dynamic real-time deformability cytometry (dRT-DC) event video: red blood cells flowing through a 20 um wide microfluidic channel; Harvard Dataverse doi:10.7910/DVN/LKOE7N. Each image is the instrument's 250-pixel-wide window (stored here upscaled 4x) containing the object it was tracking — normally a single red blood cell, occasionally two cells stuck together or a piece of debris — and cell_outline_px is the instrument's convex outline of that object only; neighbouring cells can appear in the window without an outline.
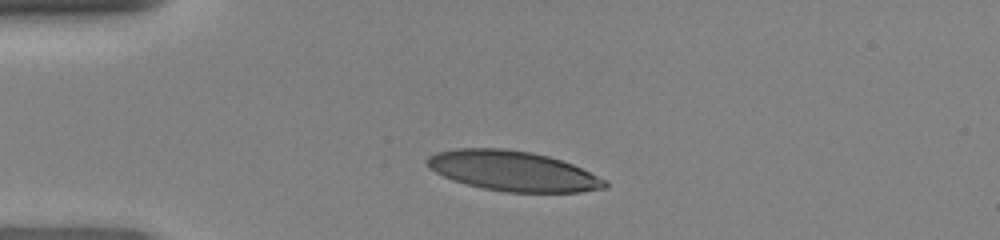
{"species": "human", "species_latin": "Homo sapiens", "temperature_condition": "room temperature", "stored_images_in_passage": 30, "camera_frame_rate_fps": 3000, "um_per_image_px": 0.085, "donor": {"sex": "female"}, "frame": {"image": 1, "passage_image": 1, "time_ms": 0.0, "image_size_px": [1000, 240], "cell_outline_px": [[608, 188], [580, 192], [508, 192], [484, 188], [452, 180], [428, 168], [424, 160], [428, 156], [436, 152], [456, 148], [504, 148], [532, 152], [548, 156], [572, 164], [608, 180]], "centroid_in_image_um": [43.6, 14.53], "position_along_channel_um": 41.4, "area_um2": 41.62}}
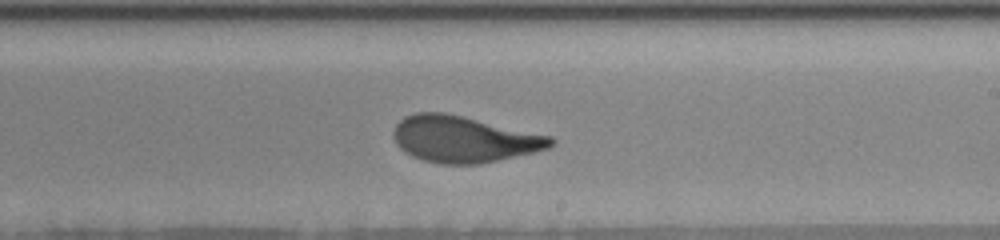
{"frame": {"image": 2, "passage_image": 18, "time_ms": 5.667, "image_size_px": [1000, 240], "cell_outline_px": [[556, 144], [548, 148], [536, 152], [480, 164], [440, 164], [424, 160], [412, 156], [404, 152], [396, 144], [392, 136], [392, 132], [396, 124], [404, 116], [416, 112], [444, 112], [552, 136], [556, 140]], "centroid_in_image_um": [39.42, 11.83], "position_along_channel_um": 249.6, "area_um2": 42.77}}
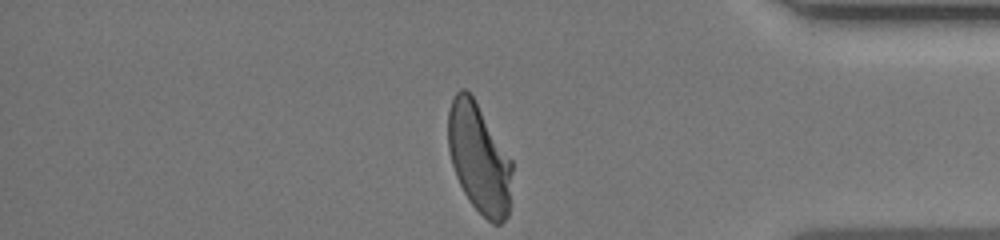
{"frame": {"image": 3, "passage_image": 30, "time_ms": 9.667, "image_size_px": [1000, 240], "cell_outline_px": [[512, 172], [508, 216], [500, 224], [492, 224], [472, 204], [464, 192], [456, 176], [452, 164], [448, 148], [448, 112], [452, 100], [456, 92], [460, 88], [464, 88], [472, 96], [512, 160]], "centroid_in_image_um": [40.72, 13.47], "position_along_channel_um": 394.5, "area_um2": 40.4}}